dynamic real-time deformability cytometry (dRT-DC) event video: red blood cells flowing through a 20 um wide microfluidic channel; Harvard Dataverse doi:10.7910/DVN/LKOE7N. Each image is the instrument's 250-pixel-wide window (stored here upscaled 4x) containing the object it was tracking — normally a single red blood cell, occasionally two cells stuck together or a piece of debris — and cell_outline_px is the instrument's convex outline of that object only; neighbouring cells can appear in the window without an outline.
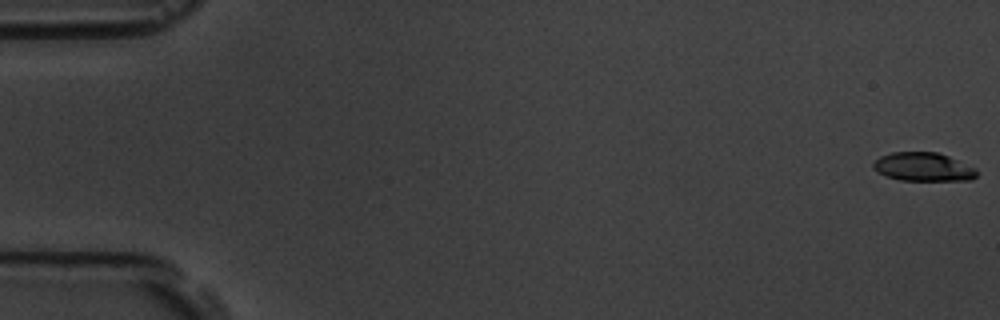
{"species": "common noctule bat (a hibernating species)", "species_latin": "Nyctalus noctula", "temperature_condition": "room temperature", "stored_images_in_passage": 6, "camera_frame_rate_fps": 3000, "um_per_image_px": 0.085, "animal": {"sex": "male", "body_mass_g": 19.5, "forearm_length_mm": 54.6}, "frame": {"image": 1, "passage_image": 1, "time_ms": 0.0, "image_size_px": [1000, 320], "cell_outline_px": [[976, 176], [972, 180], [900, 180], [876, 172], [872, 168], [872, 164], [880, 156], [892, 152], [936, 152], [948, 156], [976, 168]], "centroid_in_image_um": [78.45, 14.18], "position_along_channel_um": 6.5, "area_um2": 17.17}}
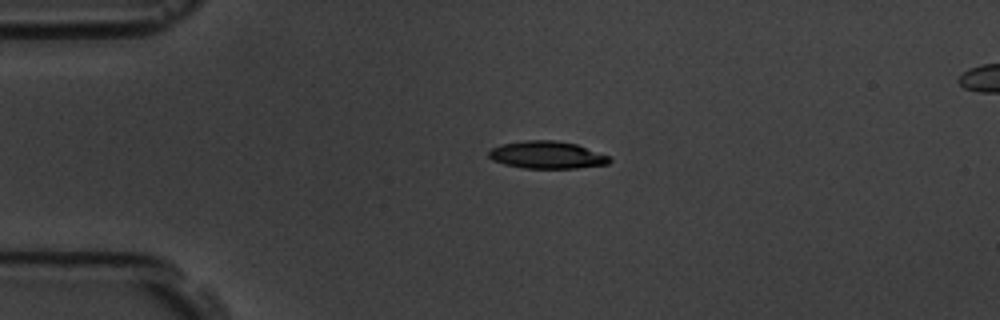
{"frame": {"image": 2, "passage_image": 4, "time_ms": 4.333, "image_size_px": [1000, 320], "cell_outline_px": [[612, 160], [608, 164], [576, 168], [524, 168], [504, 164], [492, 160], [488, 156], [488, 148], [500, 144], [524, 140], [556, 140], [576, 144], [612, 156]], "centroid_in_image_um": [46.48, 13.16], "position_along_channel_um": 38.5, "area_um2": 19.59}}